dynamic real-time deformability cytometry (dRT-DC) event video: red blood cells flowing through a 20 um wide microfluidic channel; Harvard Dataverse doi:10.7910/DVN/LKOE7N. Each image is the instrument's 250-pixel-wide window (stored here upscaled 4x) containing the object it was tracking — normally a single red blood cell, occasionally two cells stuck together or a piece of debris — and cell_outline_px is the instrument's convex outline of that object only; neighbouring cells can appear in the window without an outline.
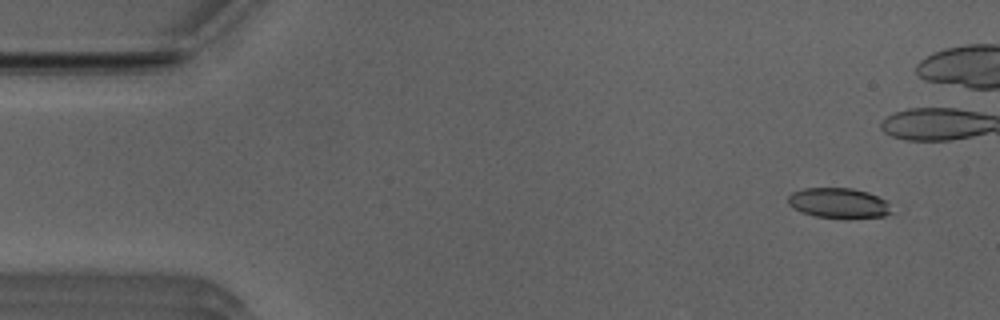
{"species": "Egyptian fruit bat (a non-hibernating species)", "species_latin": "Rousettus aegyptiacus", "temperature_condition": "room temperature", "stored_images_in_passage": 42, "camera_frame_rate_fps": 3000, "um_per_image_px": 0.085, "animal": {"sex": "male"}, "frame": {"image": 1, "passage_image": 4, "time_ms": 1.0, "image_size_px": [1000, 320], "cell_outline_px": [[892, 212], [884, 216], [816, 216], [800, 212], [788, 204], [788, 196], [792, 192], [804, 188], [852, 188], [868, 192], [888, 200]], "centroid_in_image_um": [71.28, 17.22], "position_along_channel_um": 13.7, "area_um2": 17.74}}
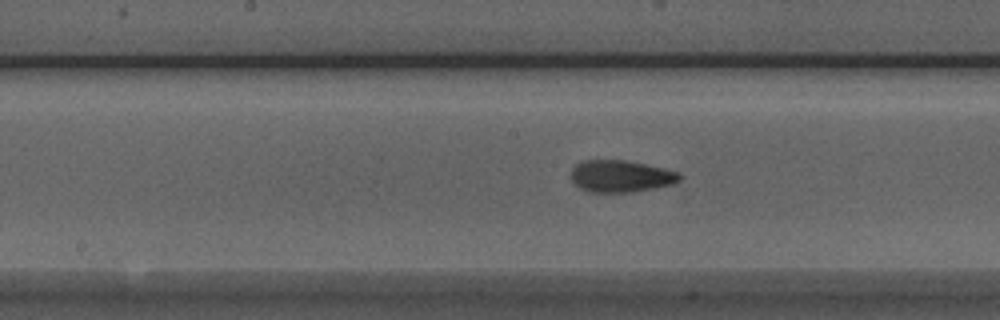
{"frame": {"image": 2, "passage_image": 26, "time_ms": 8.333, "image_size_px": [1000, 320], "cell_outline_px": [[680, 180], [672, 184], [632, 192], [592, 192], [580, 188], [572, 180], [572, 168], [576, 164], [584, 160], [624, 160], [664, 168], [680, 172]], "centroid_in_image_um": [52.77, 14.97], "position_along_channel_um": 195.4, "area_um2": 20.0}}
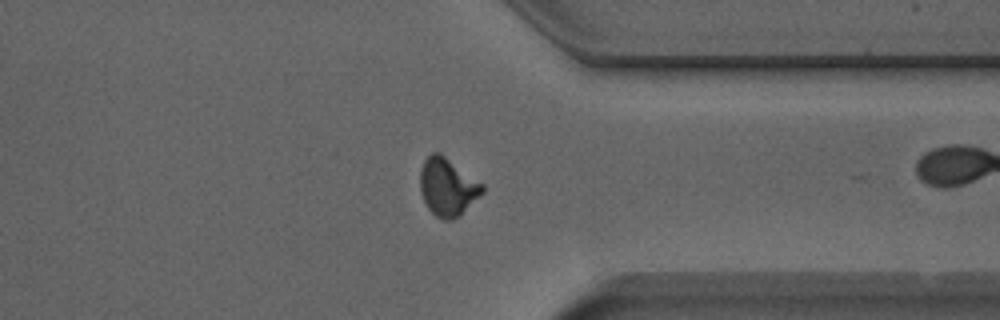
{"frame": {"image": 3, "passage_image": 40, "time_ms": 13.0, "image_size_px": [1000, 320], "cell_outline_px": [[484, 192], [460, 216], [452, 220], [444, 220], [436, 216], [428, 208], [420, 192], [420, 172], [424, 160], [432, 152], [440, 152], [484, 184]], "centroid_in_image_um": [38.06, 15.89], "position_along_channel_um": 373.3, "area_um2": 21.1}}